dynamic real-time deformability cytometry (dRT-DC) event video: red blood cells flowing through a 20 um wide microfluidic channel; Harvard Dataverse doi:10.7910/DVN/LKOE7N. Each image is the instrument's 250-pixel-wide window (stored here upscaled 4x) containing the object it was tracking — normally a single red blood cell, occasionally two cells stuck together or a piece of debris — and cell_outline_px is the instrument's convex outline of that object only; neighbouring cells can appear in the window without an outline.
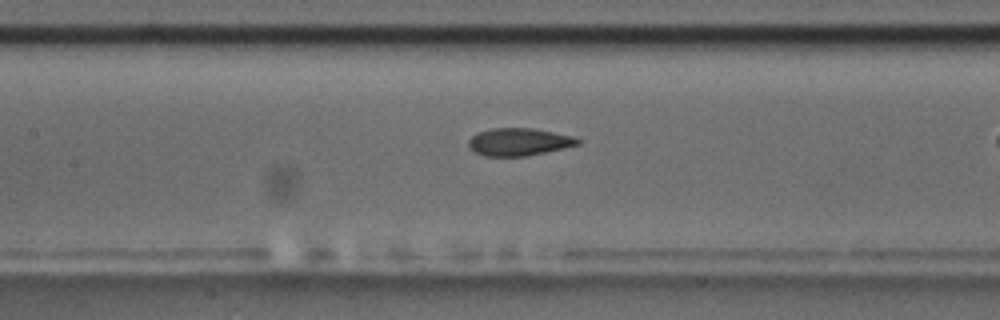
{"species": "common noctule bat (a hibernating species)", "species_latin": "Nyctalus noctula", "temperature_condition": "room temperature", "stored_images_in_passage": 38, "camera_frame_rate_fps": 3000, "um_per_image_px": 0.085, "animal": {"sex": "male", "body_mass_g": 17.5, "forearm_length_mm": 52.3}, "frame": {"image": 1, "passage_image": 20, "time_ms": 6.333, "image_size_px": [1000, 320], "cell_outline_px": [[580, 144], [544, 152], [524, 156], [488, 156], [476, 152], [468, 144], [468, 140], [472, 136], [480, 132], [496, 128], [532, 128], [568, 136], [580, 140]], "centroid_in_image_um": [44.07, 12.06], "position_along_channel_um": 163.3, "area_um2": 16.88}}
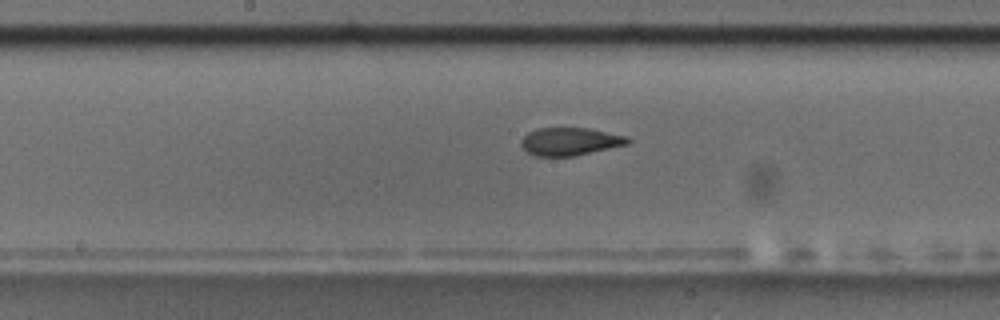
{"frame": {"image": 2, "passage_image": 23, "time_ms": 7.333, "image_size_px": [1000, 320], "cell_outline_px": [[632, 140], [628, 144], [572, 156], [540, 156], [528, 152], [520, 144], [524, 136], [528, 132], [540, 128], [584, 128], [624, 136]], "centroid_in_image_um": [48.42, 12.03], "position_along_channel_um": 199.8, "area_um2": 16.76}}
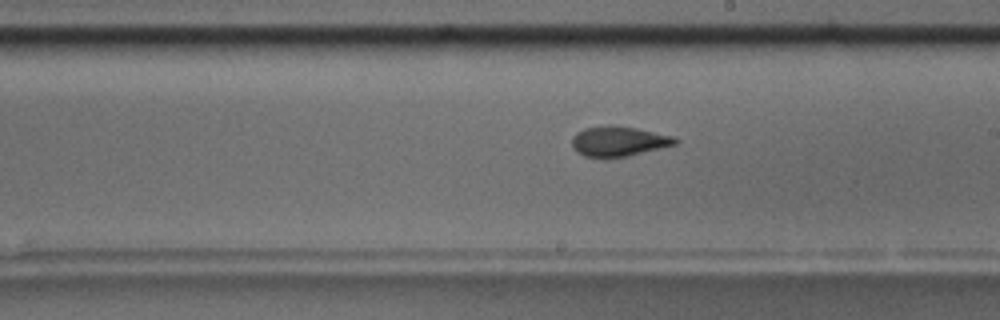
{"frame": {"image": 3, "passage_image": 26, "time_ms": 8.333, "image_size_px": [1000, 320], "cell_outline_px": [[676, 144], [624, 156], [584, 156], [572, 144], [572, 140], [580, 132], [588, 128], [632, 128], [668, 136], [676, 140]], "centroid_in_image_um": [52.58, 12.04], "position_along_channel_um": 236.4, "area_um2": 16.07}}